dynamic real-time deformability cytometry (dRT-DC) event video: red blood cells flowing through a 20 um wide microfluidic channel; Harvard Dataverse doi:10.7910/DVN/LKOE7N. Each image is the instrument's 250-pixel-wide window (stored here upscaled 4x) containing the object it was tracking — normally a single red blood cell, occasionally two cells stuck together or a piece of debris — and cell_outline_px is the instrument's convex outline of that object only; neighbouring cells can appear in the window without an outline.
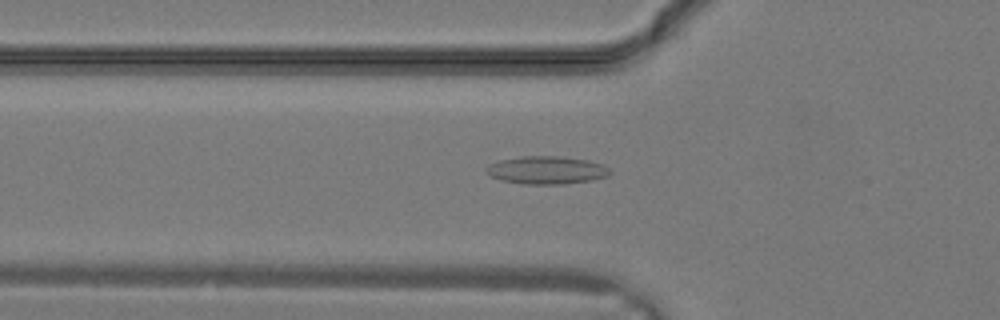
{"species": "common noctule bat (a hibernating species)", "species_latin": "Nyctalus noctula", "temperature_condition": "warm", "stored_images_in_passage": 31, "camera_frame_rate_fps": 3000, "um_per_image_px": 0.085, "animal": {"sex": "male", "body_mass_g": 19.2, "forearm_length_mm": 51.8}, "frame": {"image": 1, "passage_image": 11, "time_ms": 3.333, "image_size_px": [1000, 320], "cell_outline_px": [[612, 172], [608, 176], [592, 180], [564, 184], [524, 184], [504, 180], [492, 176], [484, 172], [484, 168], [488, 164], [500, 160], [520, 156], [556, 156], [588, 160], [604, 164]], "centroid_in_image_um": [46.46, 14.45], "position_along_channel_um": 79.3, "area_um2": 20.17}}
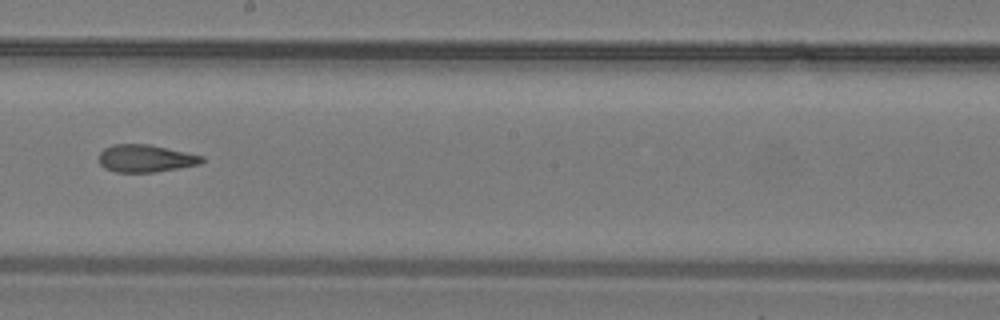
{"frame": {"image": 2, "passage_image": 18, "time_ms": 5.667, "image_size_px": [1000, 320], "cell_outline_px": [[204, 160], [200, 164], [180, 168], [152, 172], [116, 172], [104, 168], [100, 164], [100, 152], [104, 148], [112, 144], [148, 144], [204, 156]], "centroid_in_image_um": [12.37, 13.46], "position_along_channel_um": 235.8, "area_um2": 16.42}}
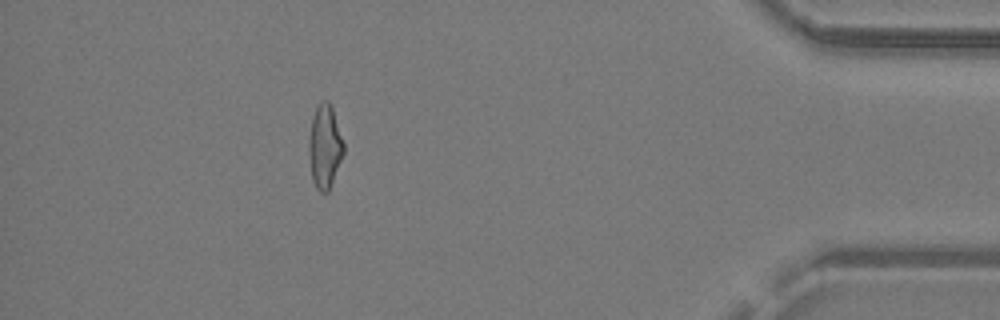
{"frame": {"image": 3, "passage_image": 28, "time_ms": 9.0, "image_size_px": [1000, 320], "cell_outline_px": [[344, 152], [328, 192], [320, 192], [316, 188], [312, 180], [308, 152], [308, 140], [312, 116], [316, 104], [320, 100], [328, 100], [332, 104], [344, 144]], "centroid_in_image_um": [27.59, 12.39], "position_along_channel_um": 407.6, "area_um2": 17.28}}